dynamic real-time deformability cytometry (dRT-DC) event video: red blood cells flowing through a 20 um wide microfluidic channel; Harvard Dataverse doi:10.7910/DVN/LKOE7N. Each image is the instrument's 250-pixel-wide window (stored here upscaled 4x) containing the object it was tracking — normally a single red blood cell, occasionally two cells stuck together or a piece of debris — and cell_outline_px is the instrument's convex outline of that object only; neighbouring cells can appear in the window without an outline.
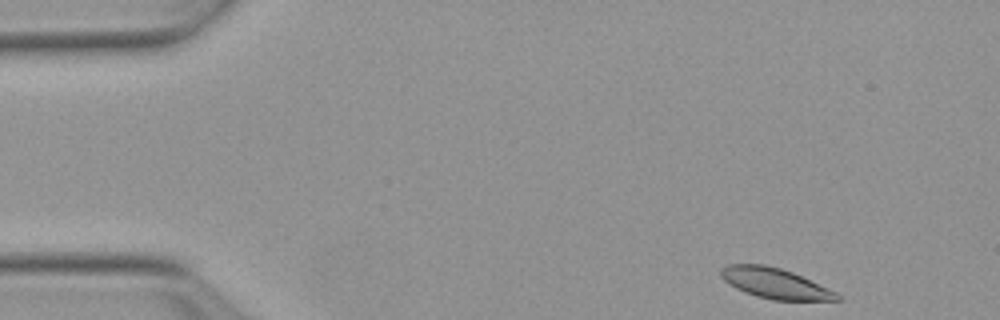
{"species": "Egyptian fruit bat (a non-hibernating species)", "species_latin": "Rousettus aegyptiacus", "temperature_condition": "warm", "stored_images_in_passage": 45, "camera_frame_rate_fps": 3000, "um_per_image_px": 0.085, "animal": {"sex": "female"}, "frame": {"image": 1, "passage_image": 1, "time_ms": 0.0, "image_size_px": [1000, 320], "cell_outline_px": [[840, 300], [772, 300], [756, 296], [744, 292], [736, 288], [724, 280], [720, 276], [720, 268], [728, 264], [764, 264], [780, 268], [792, 272], [836, 292], [840, 296]], "centroid_in_image_um": [65.83, 24.07], "position_along_channel_um": 19.2, "area_um2": 20.4}}
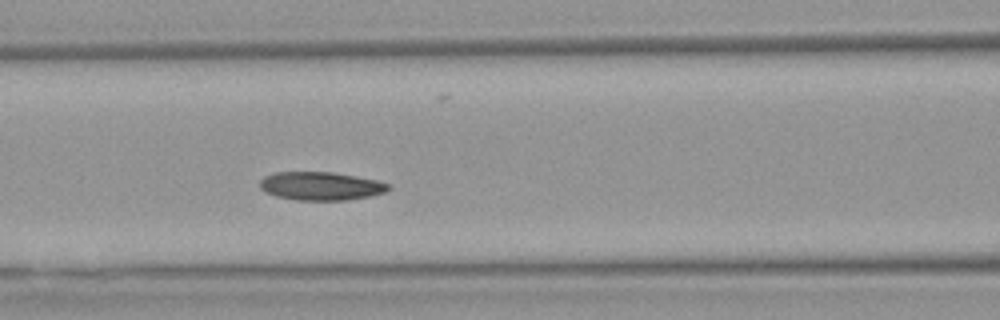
{"frame": {"image": 2, "passage_image": 18, "time_ms": 5.667, "image_size_px": [1000, 320], "cell_outline_px": [[392, 188], [384, 192], [368, 196], [348, 200], [296, 200], [276, 196], [264, 192], [260, 188], [260, 180], [264, 176], [272, 172], [332, 172], [356, 176], [376, 180], [388, 184]], "centroid_in_image_um": [27.23, 15.81], "position_along_channel_um": 139.4, "area_um2": 21.27}}
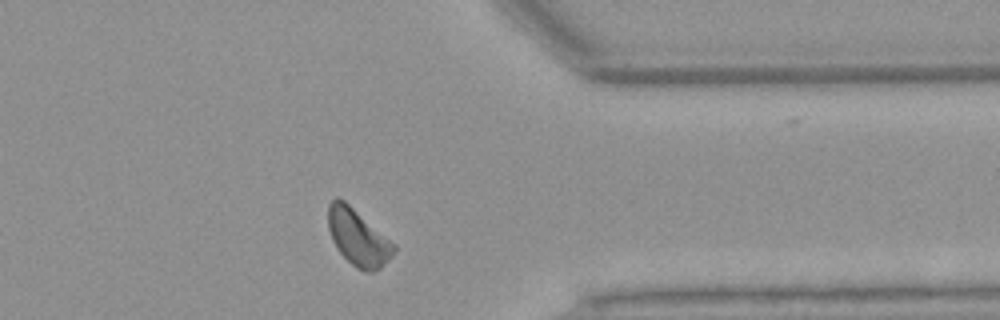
{"frame": {"image": 3, "passage_image": 38, "time_ms": 12.333, "image_size_px": [1000, 320], "cell_outline_px": [[396, 248], [392, 256], [380, 268], [372, 272], [368, 272], [356, 268], [336, 248], [332, 240], [328, 228], [328, 204], [336, 196], [344, 200], [396, 244]], "centroid_in_image_um": [30.43, 20.17], "position_along_channel_um": 381.0, "area_um2": 21.56}, "authors_computed_cell_mechanics": {"area_um2": 21.5016, "velocity_mm_per_s": 3.8009, "shape_relaxation_time_tau1_ms": 4.0725, "shape_relaxation_time_tau2_ms": 3.6204, "deformation_change_tau1": 0.093, "deformation_change_tau2": 0.072}}